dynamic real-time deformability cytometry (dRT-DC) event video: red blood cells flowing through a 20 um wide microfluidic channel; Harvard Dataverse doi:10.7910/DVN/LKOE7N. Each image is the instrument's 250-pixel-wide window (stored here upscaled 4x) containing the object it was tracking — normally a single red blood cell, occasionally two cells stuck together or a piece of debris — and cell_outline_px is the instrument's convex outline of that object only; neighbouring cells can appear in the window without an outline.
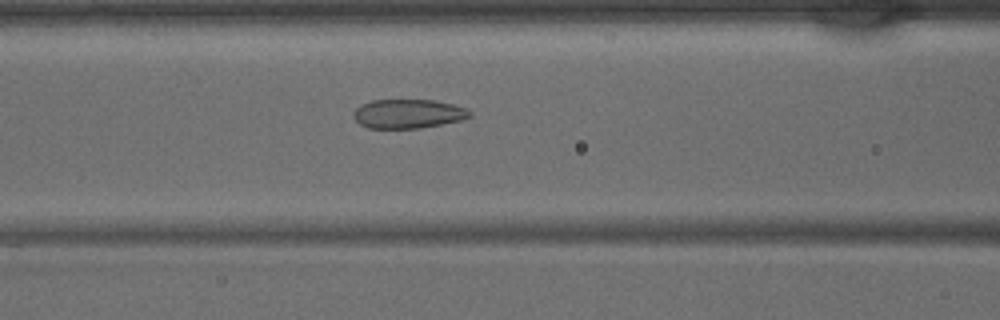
{"species": "common noctule bat (a hibernating species)", "species_latin": "Nyctalus noctula", "temperature_condition": "warm", "stored_images_in_passage": 36, "camera_frame_rate_fps": 3000, "um_per_image_px": 0.085, "animal": {"sex": "male", "body_mass_g": 15.6}, "frame": {"image": 1, "passage_image": 11, "time_ms": 3.333, "image_size_px": [1000, 320], "cell_outline_px": [[472, 116], [460, 120], [420, 128], [368, 128], [360, 124], [352, 116], [352, 112], [360, 104], [372, 100], [436, 100], [452, 104], [464, 108], [472, 112]], "centroid_in_image_um": [34.65, 9.66], "position_along_channel_um": 131.9, "area_um2": 19.71}}
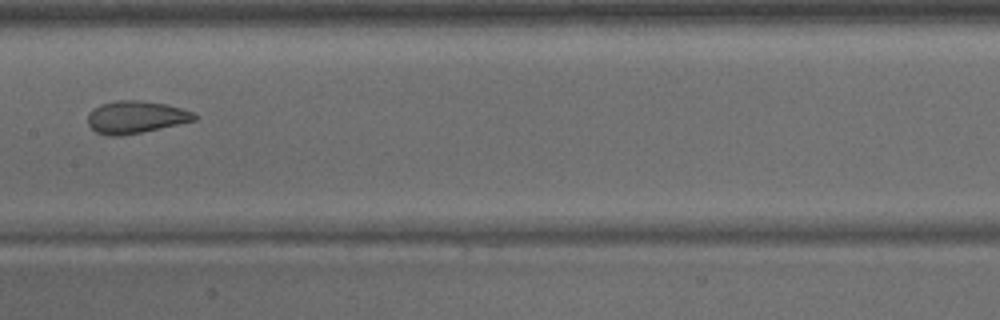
{"frame": {"image": 2, "passage_image": 15, "time_ms": 4.667, "image_size_px": [1000, 320], "cell_outline_px": [[200, 116], [196, 120], [160, 128], [120, 136], [108, 136], [96, 132], [88, 124], [88, 112], [100, 104], [120, 100], [144, 100], [164, 104], [180, 108], [192, 112]], "centroid_in_image_um": [11.53, 9.95], "position_along_channel_um": 195.9, "area_um2": 20.06}}
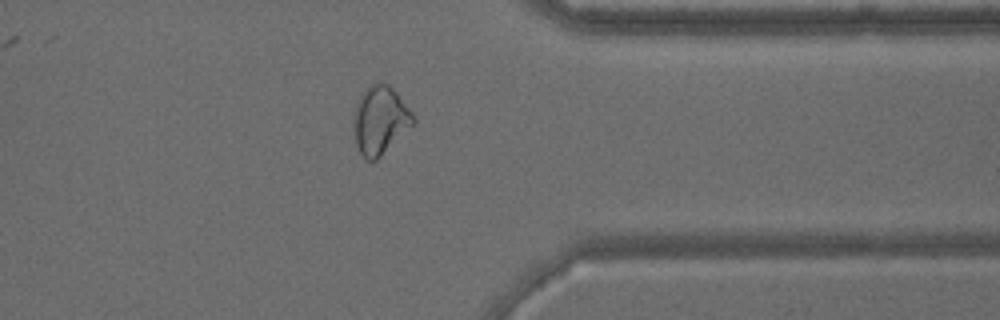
{"frame": {"image": 3, "passage_image": 27, "time_ms": 8.667, "image_size_px": [1000, 320], "cell_outline_px": [[416, 120], [376, 160], [368, 160], [360, 152], [356, 144], [352, 128], [356, 100], [360, 92], [368, 84], [376, 80], [380, 80], [388, 84], [396, 92], [416, 116]], "centroid_in_image_um": [32.26, 10.12], "position_along_channel_um": 379.1, "area_um2": 23.87}}